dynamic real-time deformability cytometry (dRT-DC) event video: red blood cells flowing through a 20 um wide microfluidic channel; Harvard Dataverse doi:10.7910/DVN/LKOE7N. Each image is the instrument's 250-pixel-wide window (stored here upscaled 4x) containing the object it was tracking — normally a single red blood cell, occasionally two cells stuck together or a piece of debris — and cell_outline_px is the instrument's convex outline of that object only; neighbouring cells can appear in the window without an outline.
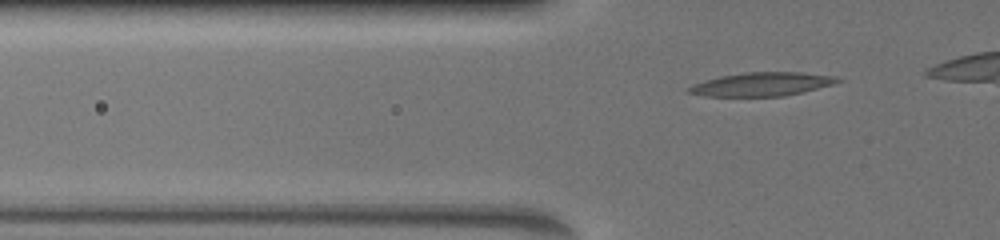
{"species": "common noctule bat (a hibernating species)", "species_latin": "Nyctalus noctula", "temperature_condition": "warm", "stored_images_in_passage": 27, "camera_frame_rate_fps": 3000, "um_per_image_px": 0.085, "animal": {"sex": "female", "body_mass_g": 19.5, "forearm_length_mm": 54.1}, "frame": {"image": 1, "passage_image": 3, "time_ms": 0.667, "image_size_px": [1000, 240], "cell_outline_px": [[844, 80], [832, 84], [784, 96], [704, 96], [688, 92], [688, 88], [692, 84], [704, 80], [720, 76], [744, 72], [800, 72], [836, 76]], "centroid_in_image_um": [64.74, 7.15], "position_along_channel_um": 61.1, "area_um2": 20.35}}
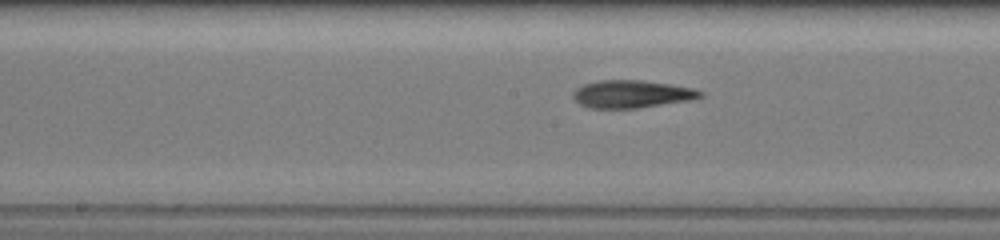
{"frame": {"image": 2, "passage_image": 15, "time_ms": 4.333, "image_size_px": [1000, 240], "cell_outline_px": [[704, 96], [688, 100], [636, 108], [588, 108], [580, 104], [572, 96], [572, 92], [576, 88], [584, 84], [600, 80], [644, 80], [672, 84], [692, 88], [704, 92]], "centroid_in_image_um": [53.68, 7.98], "position_along_channel_um": 194.5, "area_um2": 20.46}}
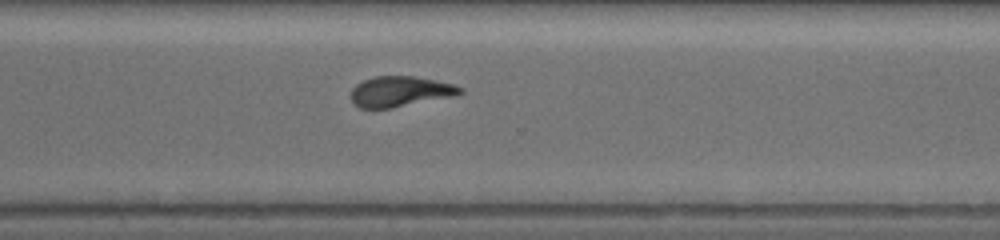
{"frame": {"image": 3, "passage_image": 26, "time_ms": 8.0, "image_size_px": [1000, 240], "cell_outline_px": [[464, 92], [448, 96], [388, 108], [360, 108], [352, 100], [352, 88], [356, 84], [364, 80], [376, 76], [416, 76], [452, 84], [464, 88]], "centroid_in_image_um": [33.97, 7.75], "position_along_channel_um": 336.6, "area_um2": 18.73}}